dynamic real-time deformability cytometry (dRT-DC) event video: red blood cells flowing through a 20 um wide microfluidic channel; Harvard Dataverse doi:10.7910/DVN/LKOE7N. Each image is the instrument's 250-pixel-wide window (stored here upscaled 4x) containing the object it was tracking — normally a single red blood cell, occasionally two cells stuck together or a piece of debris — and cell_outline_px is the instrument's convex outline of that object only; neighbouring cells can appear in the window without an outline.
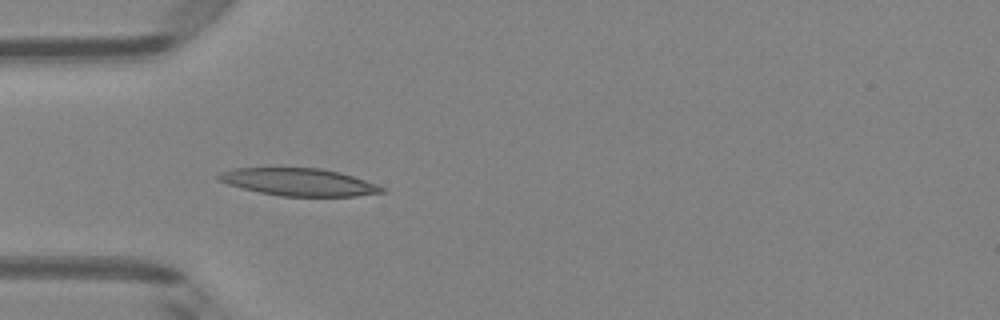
{"species": "Egyptian fruit bat (a non-hibernating species)", "species_latin": "Rousettus aegyptiacus", "temperature_condition": "room temperature", "stored_images_in_passage": 6, "camera_frame_rate_fps": 3000, "um_per_image_px": 0.085, "animal": {"sex": "female"}, "frame": {"image": 1, "passage_image": 4, "time_ms": 3.333, "image_size_px": [1000, 320], "cell_outline_px": [[388, 192], [356, 196], [280, 196], [260, 192], [228, 184], [220, 180], [216, 176], [220, 172], [236, 168], [320, 168], [340, 172], [388, 188]], "centroid_in_image_um": [25.47, 15.48], "position_along_channel_um": 59.5, "area_um2": 26.01}}
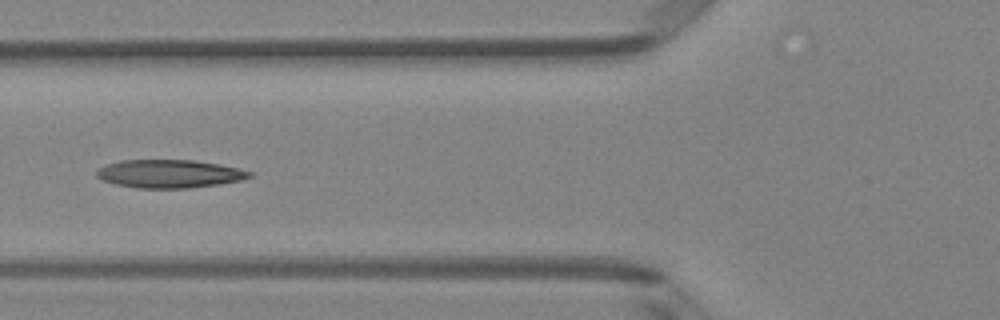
{"frame": {"image": 2, "passage_image": 5, "time_ms": 4.667, "image_size_px": [1000, 320], "cell_outline_px": [[252, 176], [240, 180], [220, 184], [188, 188], [136, 188], [116, 184], [100, 180], [96, 176], [96, 172], [104, 164], [120, 160], [196, 160], [220, 164], [240, 168], [252, 172]], "centroid_in_image_um": [14.38, 14.76], "position_along_channel_um": 111.4, "area_um2": 25.32}}
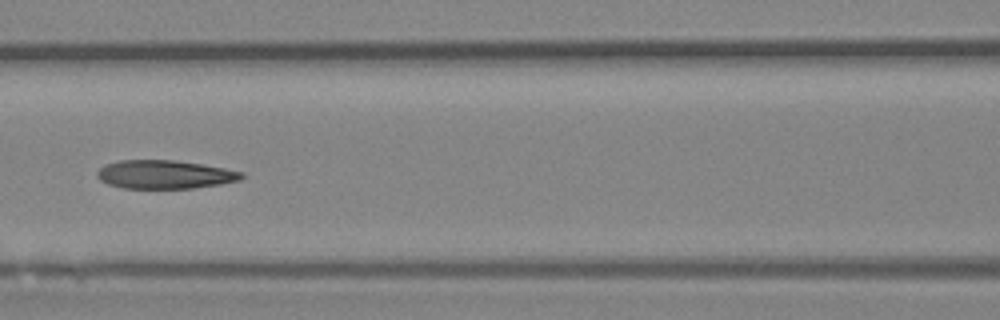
{"frame": {"image": 3, "passage_image": 6, "time_ms": 5.667, "image_size_px": [1000, 320], "cell_outline_px": [[244, 176], [240, 180], [220, 184], [192, 188], [124, 188], [108, 184], [100, 180], [96, 176], [96, 172], [104, 164], [120, 160], [172, 160], [200, 164], [224, 168], [244, 172]], "centroid_in_image_um": [13.98, 14.83], "position_along_channel_um": 152.6, "area_um2": 23.93}}